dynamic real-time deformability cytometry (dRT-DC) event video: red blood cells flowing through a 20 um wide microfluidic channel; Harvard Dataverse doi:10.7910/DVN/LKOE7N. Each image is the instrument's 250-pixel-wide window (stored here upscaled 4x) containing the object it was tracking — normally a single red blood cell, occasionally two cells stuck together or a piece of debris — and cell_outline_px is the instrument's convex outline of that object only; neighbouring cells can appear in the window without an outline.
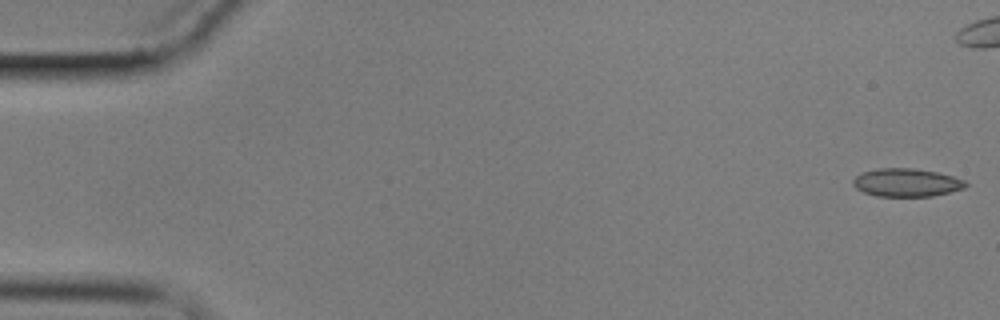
{"species": "common noctule bat (a hibernating species)", "species_latin": "Nyctalus noctula", "temperature_condition": "cold", "stored_images_in_passage": 7, "camera_frame_rate_fps": 3000, "um_per_image_px": 0.085, "animal": {"sex": "male", "body_mass_g": 17.9}, "frame": {"image": 1, "passage_image": 1, "time_ms": 0.0, "image_size_px": [1000, 320], "cell_outline_px": [[968, 184], [964, 188], [932, 196], [876, 196], [864, 192], [856, 188], [852, 184], [852, 180], [856, 176], [864, 172], [876, 168], [916, 168], [936, 172], [952, 176], [964, 180]], "centroid_in_image_um": [77.03, 15.51], "position_along_channel_um": 8.0, "area_um2": 18.38}}
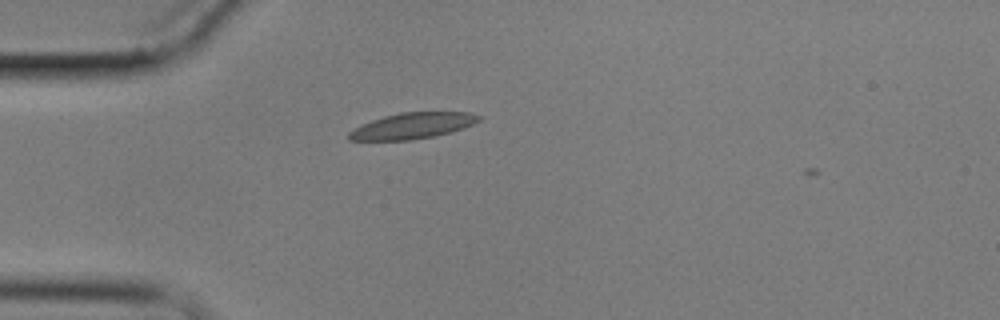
{"frame": {"image": 2, "passage_image": 6, "time_ms": 7.0, "image_size_px": [1000, 320], "cell_outline_px": [[480, 120], [464, 128], [432, 136], [412, 140], [348, 140], [348, 132], [372, 120], [384, 116], [400, 112], [468, 112], [480, 116]], "centroid_in_image_um": [35.06, 10.69], "position_along_channel_um": 49.9, "area_um2": 19.36}}